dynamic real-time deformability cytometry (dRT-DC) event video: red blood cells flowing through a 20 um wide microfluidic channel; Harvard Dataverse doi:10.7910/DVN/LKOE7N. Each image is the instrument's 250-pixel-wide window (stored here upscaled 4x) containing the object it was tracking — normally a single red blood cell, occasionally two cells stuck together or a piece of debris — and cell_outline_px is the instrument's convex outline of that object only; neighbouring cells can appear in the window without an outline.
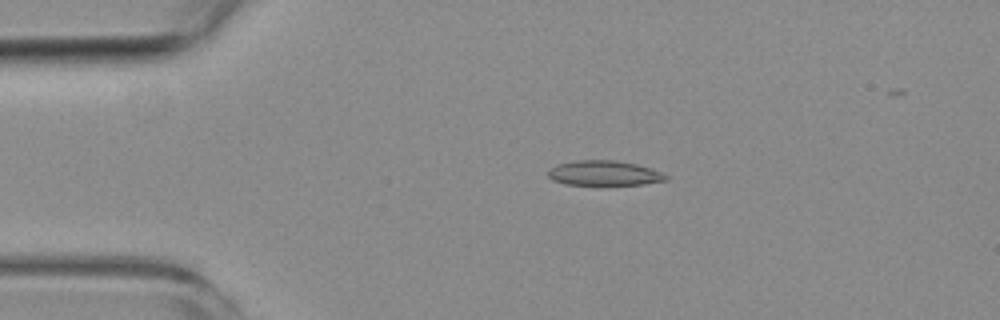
{"species": "common noctule bat (a hibernating species)", "species_latin": "Nyctalus noctula", "temperature_condition": "room temperature", "stored_images_in_passage": 6, "segment_of_instrument_passage": [1, 2], "camera_frame_rate_fps": 3000, "um_per_image_px": 0.085, "animal": {"sex": "female", "body_mass_g": 19.3, "forearm_length_mm": 54.1}, "frame": {"image": 1, "passage_image": 4, "time_ms": 3.333, "image_size_px": [1000, 320], "cell_outline_px": [[668, 180], [644, 184], [608, 188], [564, 184], [552, 180], [548, 176], [548, 172], [556, 164], [576, 160], [612, 160], [636, 164], [652, 168], [668, 176]], "centroid_in_image_um": [51.36, 14.77], "position_along_channel_um": 33.6, "area_um2": 18.09}}